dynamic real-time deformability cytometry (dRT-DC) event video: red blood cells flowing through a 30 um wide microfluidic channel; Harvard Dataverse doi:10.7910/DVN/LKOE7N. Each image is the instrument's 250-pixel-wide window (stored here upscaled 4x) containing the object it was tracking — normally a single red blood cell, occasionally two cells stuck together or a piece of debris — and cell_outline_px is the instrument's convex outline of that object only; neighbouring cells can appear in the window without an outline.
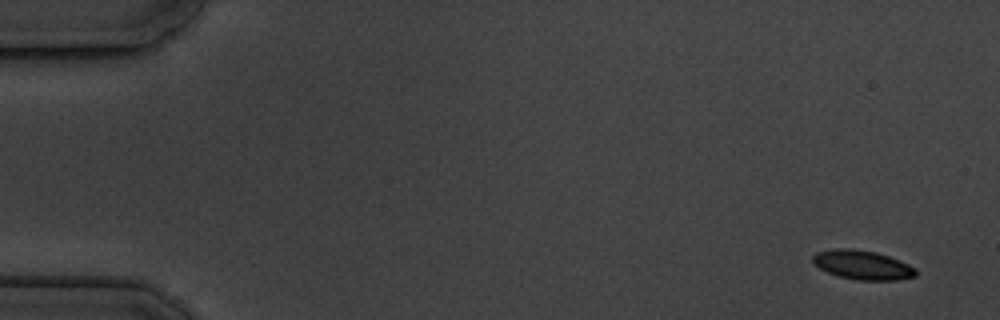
{"species": "common noctule bat (a hibernating species)", "species_latin": "Nyctalus noctula", "temperature_condition": "cold", "stored_images_in_passage": 6, "segment_of_instrument_passage": [1, 2], "camera_frame_rate_fps": 3000, "um_per_image_px": 0.085, "animal": {"sex": "male", "body_mass_g": 19.5, "forearm_length_mm": 54.6}, "frame": {"image": 1, "passage_image": 1, "time_ms": 0.0, "image_size_px": [1000, 320], "cell_outline_px": [[916, 276], [896, 280], [856, 280], [840, 276], [828, 272], [820, 268], [812, 260], [812, 256], [816, 252], [836, 248], [848, 248], [876, 252], [900, 260], [916, 268]], "centroid_in_image_um": [73.32, 22.51], "position_along_channel_um": 11.7, "area_um2": 17.4}}